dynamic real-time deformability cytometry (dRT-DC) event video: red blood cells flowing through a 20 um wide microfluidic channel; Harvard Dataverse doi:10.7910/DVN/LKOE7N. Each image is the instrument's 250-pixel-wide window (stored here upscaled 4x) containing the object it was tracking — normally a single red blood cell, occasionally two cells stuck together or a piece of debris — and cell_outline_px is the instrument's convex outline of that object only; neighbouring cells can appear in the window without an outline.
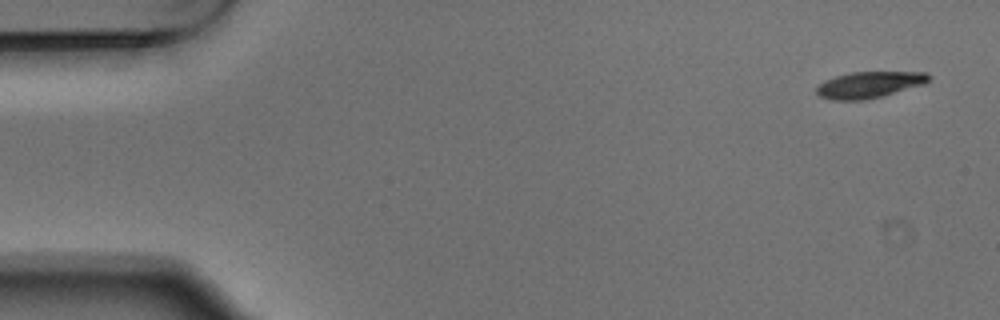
{"species": "Egyptian fruit bat (a non-hibernating species)", "species_latin": "Rousettus aegyptiacus", "temperature_condition": "warm", "stored_images_in_passage": 4, "camera_frame_rate_fps": 3000, "um_per_image_px": 0.085, "animal": {"sex": "male"}, "frame": {"image": 1, "passage_image": 1, "time_ms": 0.0, "image_size_px": [1000, 320], "cell_outline_px": [[932, 76], [924, 84], [884, 96], [864, 100], [832, 100], [820, 96], [816, 92], [816, 88], [824, 80], [836, 76], [852, 72], [928, 72]], "centroid_in_image_um": [73.91, 7.2], "position_along_channel_um": 11.1, "area_um2": 17.28}}
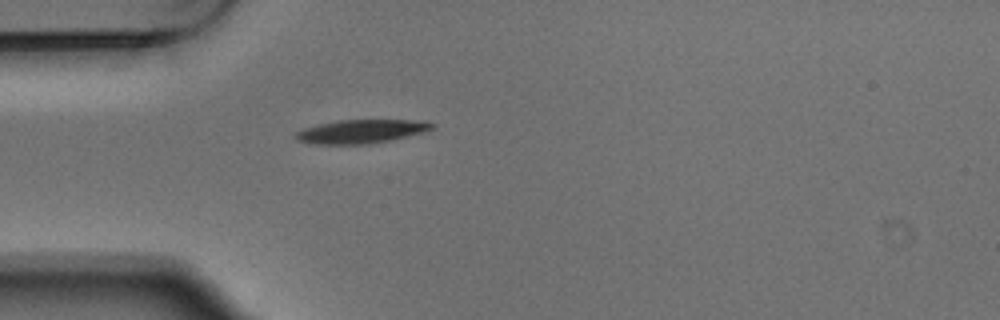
{"frame": {"image": 2, "passage_image": 4, "time_ms": 1.0, "image_size_px": [1000, 320], "cell_outline_px": [[436, 124], [432, 128], [420, 132], [388, 140], [368, 144], [316, 144], [296, 140], [292, 136], [296, 132], [304, 128], [320, 124], [340, 120], [424, 120]], "centroid_in_image_um": [30.64, 11.16], "position_along_channel_um": 54.4, "area_um2": 18.5}}